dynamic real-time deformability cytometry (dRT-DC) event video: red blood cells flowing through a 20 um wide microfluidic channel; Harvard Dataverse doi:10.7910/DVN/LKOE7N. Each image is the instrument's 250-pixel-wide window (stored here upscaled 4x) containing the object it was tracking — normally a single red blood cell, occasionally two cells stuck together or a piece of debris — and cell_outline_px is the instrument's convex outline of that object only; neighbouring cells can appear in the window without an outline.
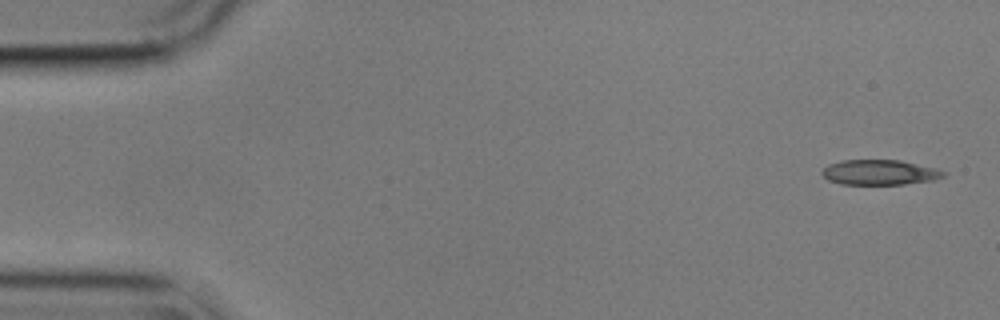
{"species": "common noctule bat (a hibernating species)", "species_latin": "Nyctalus noctula", "temperature_condition": "cold", "stored_images_in_passage": 54, "camera_frame_rate_fps": 3000, "um_per_image_px": 0.085, "animal": {"sex": "male", "body_mass_g": 17.9}, "frame": {"image": 1, "passage_image": 1, "time_ms": 0.0, "image_size_px": [1000, 320], "cell_outline_px": [[948, 172], [944, 176], [932, 180], [904, 184], [840, 184], [828, 180], [820, 172], [828, 164], [844, 160], [900, 160], [936, 168]], "centroid_in_image_um": [74.77, 14.65], "position_along_channel_um": 10.2, "area_um2": 17.74}}
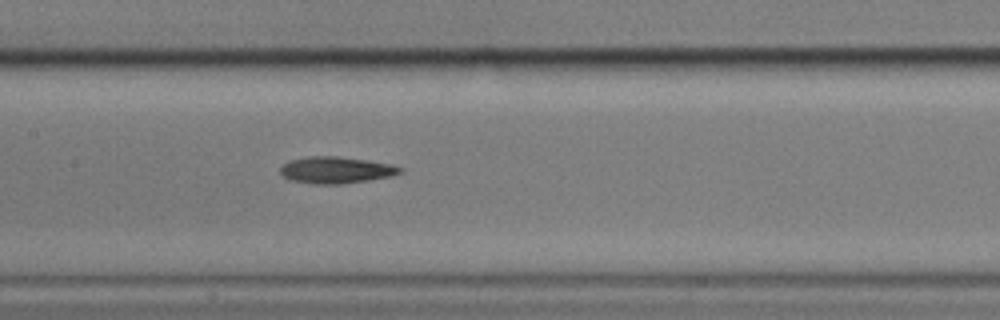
{"frame": {"image": 2, "passage_image": 25, "time_ms": 8.0, "image_size_px": [1000, 320], "cell_outline_px": [[404, 172], [392, 176], [368, 180], [340, 184], [316, 184], [288, 180], [280, 172], [280, 168], [284, 164], [292, 160], [308, 156], [336, 156], [368, 160], [392, 164], [404, 168]], "centroid_in_image_um": [28.61, 14.45], "position_along_channel_um": 178.8, "area_um2": 18.67}}
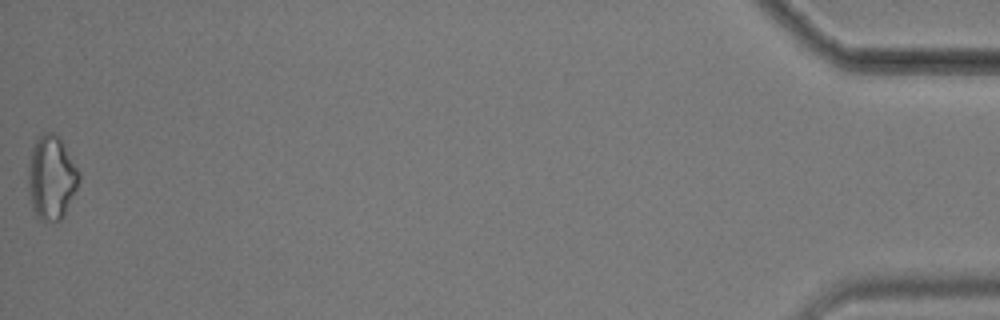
{"frame": {"image": 3, "passage_image": 54, "time_ms": 17.667, "image_size_px": [1000, 320], "cell_outline_px": [[80, 180], [64, 216], [60, 220], [40, 220], [36, 216], [32, 208], [28, 192], [28, 168], [32, 148], [36, 136], [44, 132], [56, 132], [80, 172]], "centroid_in_image_um": [4.36, 15.08], "position_along_channel_um": 430.8, "area_um2": 24.97}, "authors_computed_cell_mechanics": {"area_um2": 18.5827, "velocity_mm_per_s": 3.5962, "shape_relaxation_time_tau1_ms": 3.3237, "shape_relaxation_time_tau2_ms": 11.089, "deformation_change_tau1": 0.0978, "deformation_change_tau2": 0.2249}}